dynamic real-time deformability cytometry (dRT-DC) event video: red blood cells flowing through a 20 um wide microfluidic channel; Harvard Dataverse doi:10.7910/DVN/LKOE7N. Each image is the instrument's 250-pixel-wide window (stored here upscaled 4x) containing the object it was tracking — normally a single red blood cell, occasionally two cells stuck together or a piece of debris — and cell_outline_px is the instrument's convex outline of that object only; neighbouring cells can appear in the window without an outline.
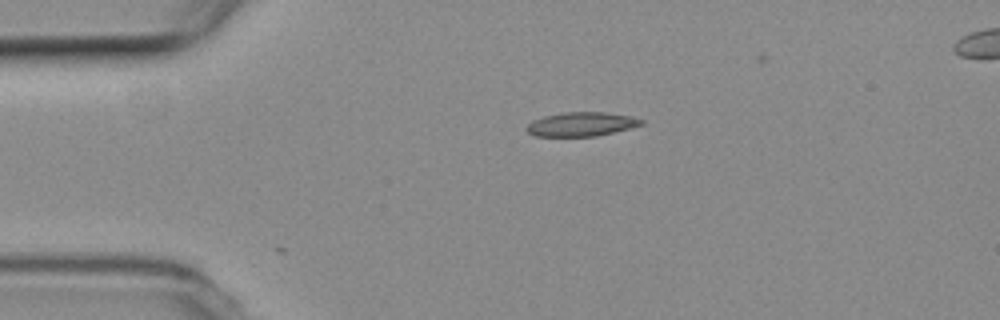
{"species": "common noctule bat (a hibernating species)", "species_latin": "Nyctalus noctula", "temperature_condition": "room temperature", "stored_images_in_passage": 6, "camera_frame_rate_fps": 3000, "um_per_image_px": 0.085, "animal": {"sex": "female", "body_mass_g": 19.3, "forearm_length_mm": 54.1}, "frame": {"image": 1, "passage_image": 1, "time_ms": 0.0, "image_size_px": [1000, 320], "cell_outline_px": [[644, 124], [596, 136], [536, 136], [528, 132], [524, 128], [532, 120], [544, 116], [564, 112], [604, 112], [632, 116], [644, 120]], "centroid_in_image_um": [49.39, 10.55], "position_along_channel_um": 35.6, "area_um2": 16.01}}